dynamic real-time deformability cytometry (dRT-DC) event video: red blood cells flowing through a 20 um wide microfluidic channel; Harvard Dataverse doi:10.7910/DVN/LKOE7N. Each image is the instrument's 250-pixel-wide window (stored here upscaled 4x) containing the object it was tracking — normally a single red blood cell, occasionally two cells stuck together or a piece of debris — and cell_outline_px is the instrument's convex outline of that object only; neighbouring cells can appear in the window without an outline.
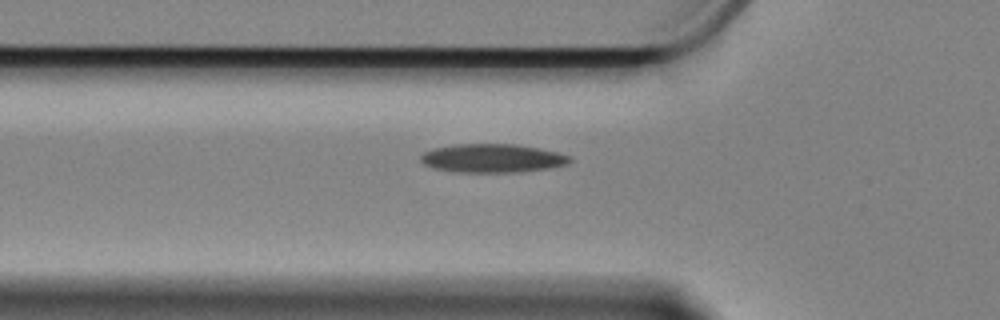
{"species": "Egyptian fruit bat (a non-hibernating species)", "species_latin": "Rousettus aegyptiacus", "temperature_condition": "cold", "stored_images_in_passage": 38, "camera_frame_rate_fps": 3000, "um_per_image_px": 0.085, "animal": {"sex": "female"}, "frame": {"image": 1, "passage_image": 2, "time_ms": 0.333, "image_size_px": [1000, 320], "cell_outline_px": [[572, 160], [568, 164], [548, 168], [512, 172], [456, 172], [436, 168], [424, 164], [420, 160], [420, 156], [424, 152], [432, 148], [452, 144], [516, 144], [556, 152], [572, 156]], "centroid_in_image_um": [41.83, 13.44], "position_along_channel_um": 84.0, "area_um2": 24.74}}
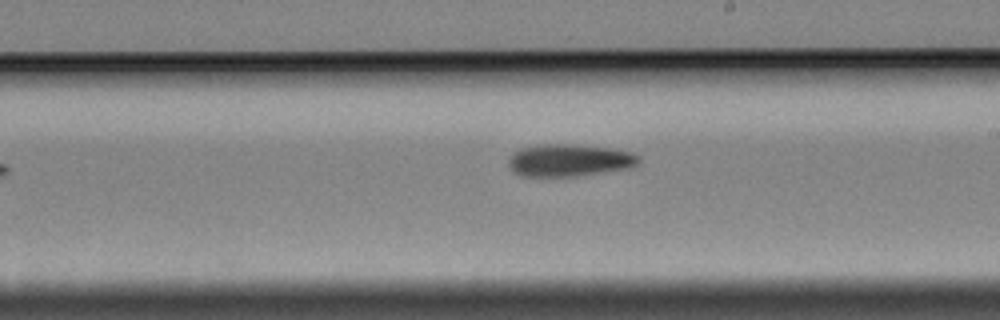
{"frame": {"image": 2, "passage_image": 16, "time_ms": 5.0, "image_size_px": [1000, 320], "cell_outline_px": [[640, 160], [632, 168], [576, 176], [520, 176], [508, 164], [508, 160], [516, 152], [524, 148], [544, 144], [568, 144], [616, 148], [632, 152], [640, 156]], "centroid_in_image_um": [48.48, 13.62], "position_along_channel_um": 240.5, "area_um2": 24.39}}
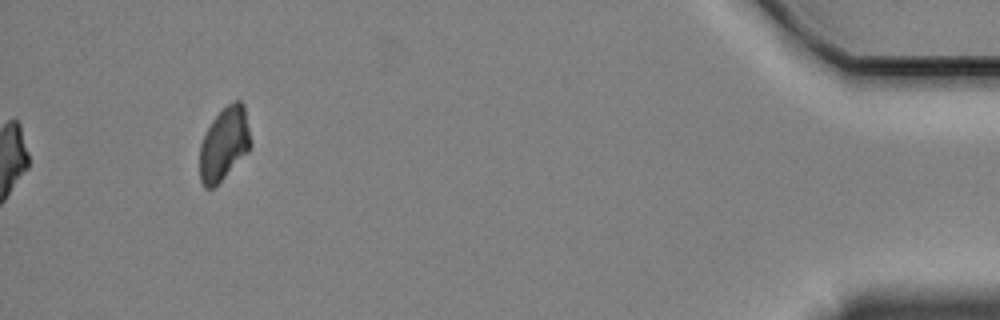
{"frame": {"image": 3, "passage_image": 38, "time_ms": 12.333, "image_size_px": [1000, 320], "cell_outline_px": [[252, 144], [248, 152], [212, 188], [204, 188], [200, 180], [200, 144], [212, 120], [228, 104], [236, 100], [240, 100], [244, 104]], "centroid_in_image_um": [19.06, 12.21], "position_along_channel_um": 416.1, "area_um2": 21.39}}